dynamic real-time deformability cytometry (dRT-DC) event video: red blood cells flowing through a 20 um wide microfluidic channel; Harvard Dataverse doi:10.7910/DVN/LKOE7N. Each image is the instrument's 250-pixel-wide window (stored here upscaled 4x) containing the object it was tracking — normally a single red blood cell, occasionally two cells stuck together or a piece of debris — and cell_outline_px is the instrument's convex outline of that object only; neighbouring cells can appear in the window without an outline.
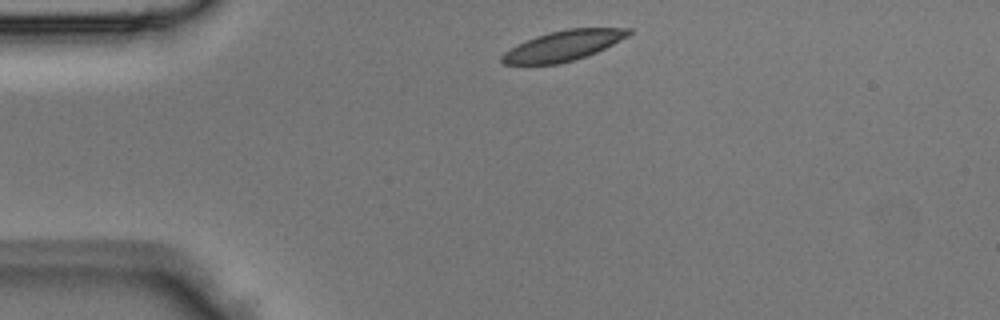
{"species": "Egyptian fruit bat (a non-hibernating species)", "species_latin": "Rousettus aegyptiacus", "temperature_condition": "room temperature", "stored_images_in_passage": 3, "camera_frame_rate_fps": 3000, "um_per_image_px": 0.085, "animal": {"sex": "male"}, "frame": {"image": 1, "passage_image": 1, "time_ms": 0.0, "image_size_px": [1000, 320], "cell_outline_px": [[632, 32], [628, 36], [596, 52], [560, 64], [504, 64], [500, 60], [500, 56], [504, 52], [536, 36], [548, 32], [568, 28], [632, 28]], "centroid_in_image_um": [47.88, 3.87], "position_along_channel_um": 37.1, "area_um2": 21.96}}
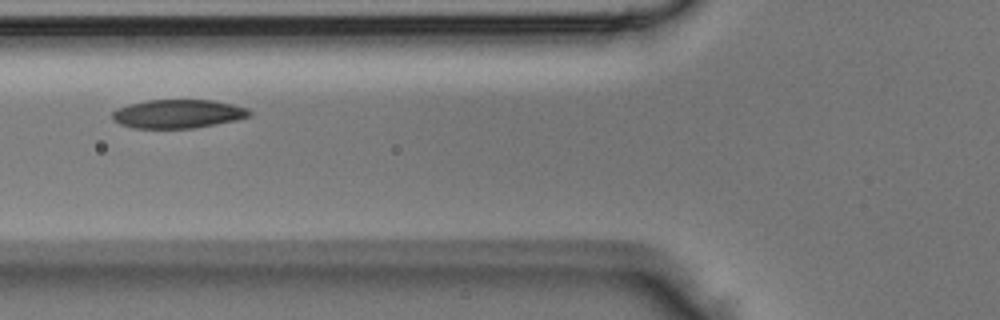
{"frame": {"image": 2, "passage_image": 3, "time_ms": 0.667, "image_size_px": [1000, 320], "cell_outline_px": [[252, 116], [236, 120], [192, 128], [132, 128], [120, 124], [112, 120], [112, 112], [116, 108], [128, 104], [148, 100], [212, 100], [232, 104], [248, 108], [252, 112]], "centroid_in_image_um": [15.11, 9.67], "position_along_channel_um": 110.7, "area_um2": 23.0}}